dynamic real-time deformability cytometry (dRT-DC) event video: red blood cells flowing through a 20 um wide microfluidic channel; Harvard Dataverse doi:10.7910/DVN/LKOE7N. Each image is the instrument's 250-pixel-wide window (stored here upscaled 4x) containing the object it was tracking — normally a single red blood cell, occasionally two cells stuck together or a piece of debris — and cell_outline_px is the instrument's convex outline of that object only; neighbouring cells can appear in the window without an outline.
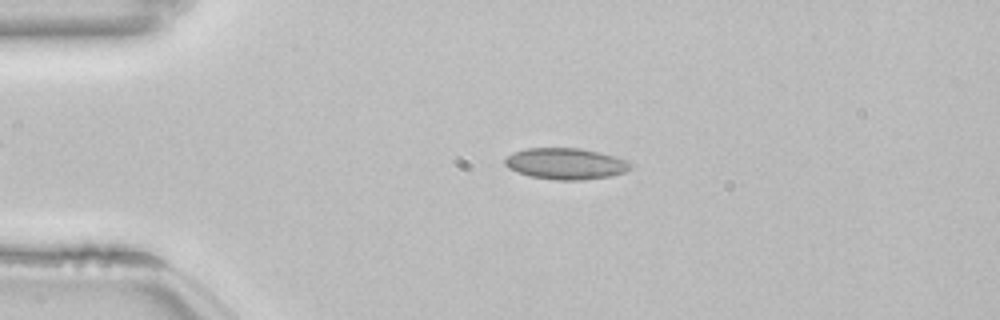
{"species": "common noctule bat (a hibernating species)", "species_latin": "Nyctalus noctula", "temperature_condition": "room temperature", "stored_images_in_passage": 52, "camera_frame_rate_fps": 3000, "um_per_image_px": 0.085, "animal": {"sex": "female", "body_mass_g": 22.7, "forearm_length_mm": 54.2}, "frame": {"image": 1, "passage_image": 11, "time_ms": 3.333, "image_size_px": [1000, 320], "cell_outline_px": [[632, 164], [624, 172], [608, 176], [584, 180], [556, 180], [532, 176], [516, 172], [508, 168], [504, 164], [504, 160], [512, 152], [524, 148], [580, 148], [628, 160]], "centroid_in_image_um": [48.03, 13.91], "position_along_channel_um": 37.0, "area_um2": 22.72}}
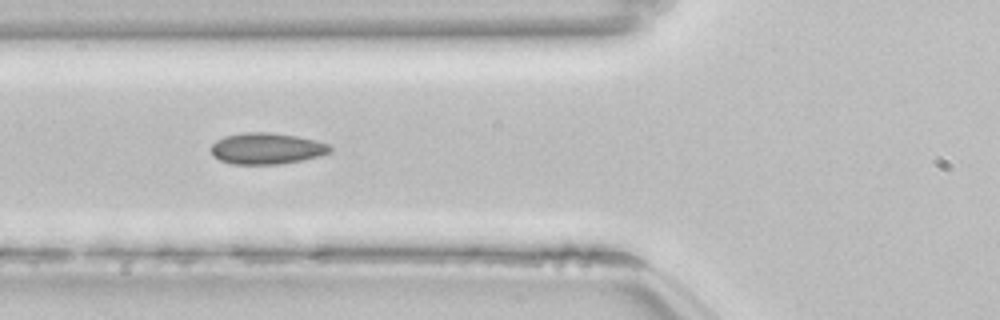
{"frame": {"image": 2, "passage_image": 19, "time_ms": 6.0, "image_size_px": [1000, 320], "cell_outline_px": [[332, 152], [320, 156], [280, 164], [232, 164], [220, 160], [212, 152], [212, 144], [216, 140], [224, 136], [244, 132], [268, 132], [296, 136], [316, 140], [328, 144], [332, 148]], "centroid_in_image_um": [22.69, 12.62], "position_along_channel_um": 103.1, "area_um2": 21.62}}
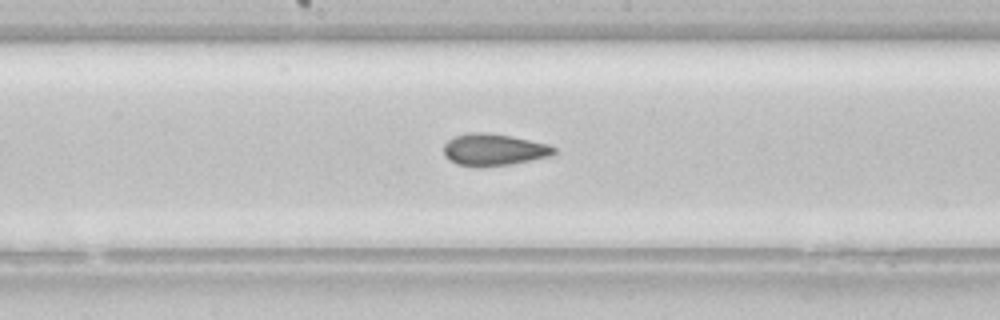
{"frame": {"image": 3, "passage_image": 27, "time_ms": 8.667, "image_size_px": [1000, 320], "cell_outline_px": [[556, 152], [552, 156], [508, 164], [456, 164], [444, 156], [444, 144], [448, 140], [456, 136], [468, 132], [484, 132], [512, 136], [548, 144], [556, 148]], "centroid_in_image_um": [42.0, 12.68], "position_along_channel_um": 206.2, "area_um2": 19.88}, "authors_computed_cell_mechanics": {"area_um2": 21.3282, "velocity_mm_per_s": 3.846, "shape_relaxation_time_tau1_ms": null, "shape_relaxation_time_tau2_ms": 2.0018, "deformation_change_tau1": null, "deformation_change_tau2": 0.0718}}